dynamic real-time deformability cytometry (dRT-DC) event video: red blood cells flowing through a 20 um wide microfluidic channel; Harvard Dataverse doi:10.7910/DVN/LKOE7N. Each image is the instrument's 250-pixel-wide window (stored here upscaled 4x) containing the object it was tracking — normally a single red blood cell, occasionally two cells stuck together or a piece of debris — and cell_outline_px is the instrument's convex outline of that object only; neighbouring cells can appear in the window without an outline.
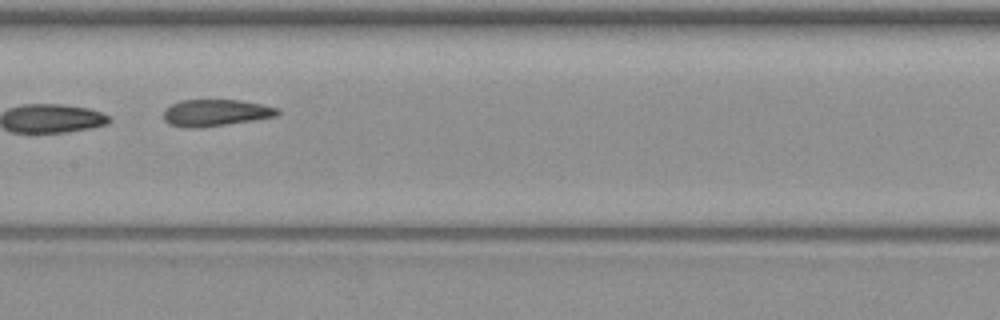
{"species": "common noctule bat (a hibernating species)", "species_latin": "Nyctalus noctula", "temperature_condition": "warm", "stored_images_in_passage": 6, "camera_frame_rate_fps": 3000, "um_per_image_px": 0.085, "animal": {"sex": "female", "body_mass_g": 19.3, "forearm_length_mm": 54.1}, "frame": {"image": 1, "passage_image": 6, "time_ms": 6.0, "image_size_px": [1000, 320], "cell_outline_px": [[280, 116], [224, 124], [188, 128], [168, 124], [164, 120], [164, 112], [172, 104], [180, 100], [240, 100], [280, 108]], "centroid_in_image_um": [18.36, 9.57], "position_along_channel_um": 189.0, "area_um2": 17.51}}